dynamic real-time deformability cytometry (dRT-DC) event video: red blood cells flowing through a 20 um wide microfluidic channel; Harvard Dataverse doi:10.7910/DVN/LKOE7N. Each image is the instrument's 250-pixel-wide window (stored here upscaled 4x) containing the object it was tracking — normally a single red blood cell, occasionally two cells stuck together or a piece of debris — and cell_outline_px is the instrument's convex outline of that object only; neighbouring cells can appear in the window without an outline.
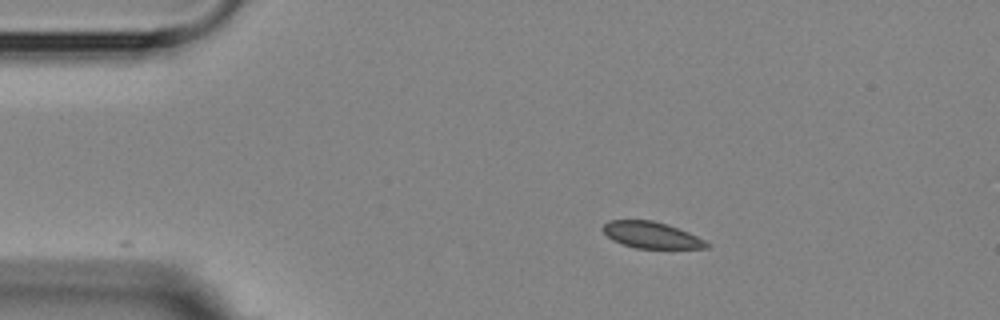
{"species": "Egyptian fruit bat (a non-hibernating species)", "species_latin": "Rousettus aegyptiacus", "temperature_condition": "room temperature", "stored_images_in_passage": 4, "camera_frame_rate_fps": 3000, "um_per_image_px": 0.085, "animal": {"sex": "female"}, "frame": {"image": 1, "passage_image": 2, "time_ms": 1.0, "image_size_px": [1000, 320], "cell_outline_px": [[708, 248], [636, 248], [620, 244], [612, 240], [600, 228], [608, 220], [652, 220], [668, 224], [688, 232], [704, 240], [708, 244]], "centroid_in_image_um": [55.31, 19.97], "position_along_channel_um": 29.7, "area_um2": 15.95}}
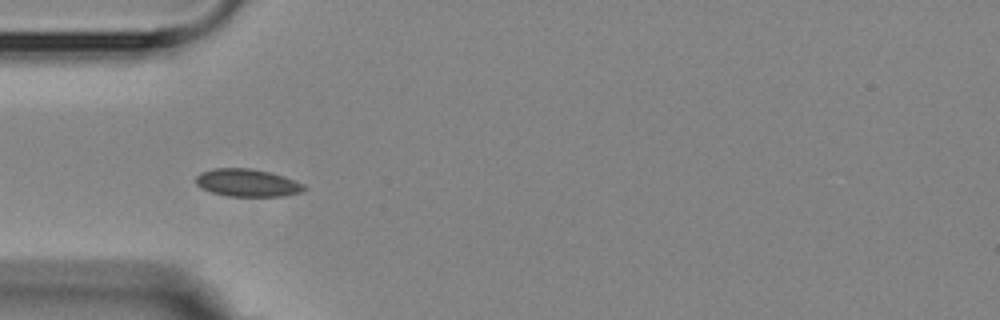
{"frame": {"image": 2, "passage_image": 4, "time_ms": 3.333, "image_size_px": [1000, 320], "cell_outline_px": [[308, 188], [300, 192], [280, 196], [228, 196], [212, 192], [200, 188], [196, 184], [196, 176], [200, 172], [212, 168], [252, 168], [284, 176], [304, 184]], "centroid_in_image_um": [21.0, 15.53], "position_along_channel_um": 64.0, "area_um2": 17.46}}